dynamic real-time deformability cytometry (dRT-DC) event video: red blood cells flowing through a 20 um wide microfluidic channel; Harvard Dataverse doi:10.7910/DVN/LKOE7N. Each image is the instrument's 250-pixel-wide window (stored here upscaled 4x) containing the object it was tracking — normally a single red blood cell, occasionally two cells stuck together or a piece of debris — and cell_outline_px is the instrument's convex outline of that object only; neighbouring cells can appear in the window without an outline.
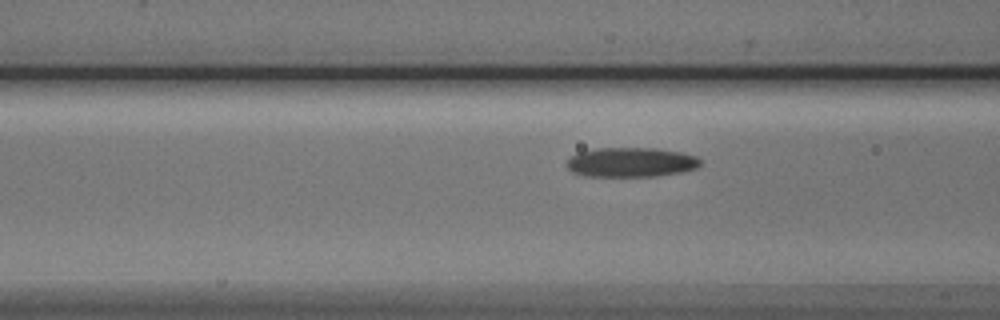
{"species": "Egyptian fruit bat (a non-hibernating species)", "species_latin": "Rousettus aegyptiacus", "temperature_condition": "cold", "stored_images_in_passage": 4, "camera_frame_rate_fps": 3000, "um_per_image_px": 0.085, "animal": {"sex": "male"}, "frame": {"image": 1, "passage_image": 3, "time_ms": 3.333, "image_size_px": [1000, 320], "cell_outline_px": [[700, 164], [696, 168], [680, 172], [656, 176], [584, 176], [572, 172], [568, 168], [568, 156], [580, 152], [596, 148], [656, 148], [680, 152], [696, 156], [700, 160]], "centroid_in_image_um": [53.61, 13.79], "position_along_channel_um": 113.0, "area_um2": 22.95}}
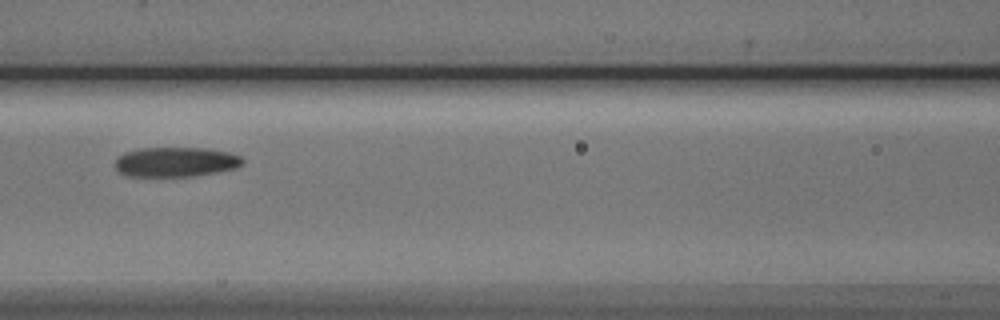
{"frame": {"image": 2, "passage_image": 4, "time_ms": 4.333, "image_size_px": [1000, 320], "cell_outline_px": [[244, 164], [236, 168], [216, 172], [192, 176], [128, 176], [120, 172], [116, 168], [116, 156], [124, 152], [140, 148], [208, 148], [228, 152], [240, 156], [244, 160]], "centroid_in_image_um": [14.94, 13.76], "position_along_channel_um": 151.7, "area_um2": 22.14}}